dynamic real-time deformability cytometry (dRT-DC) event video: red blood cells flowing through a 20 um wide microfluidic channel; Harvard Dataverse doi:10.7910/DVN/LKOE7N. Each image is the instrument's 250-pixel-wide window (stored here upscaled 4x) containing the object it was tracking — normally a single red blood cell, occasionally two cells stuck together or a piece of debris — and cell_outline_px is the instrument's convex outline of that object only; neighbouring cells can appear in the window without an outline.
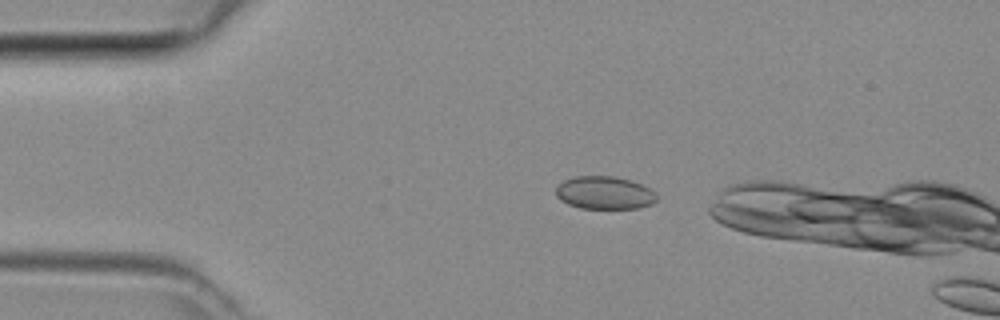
{"species": "common noctule bat (a hibernating species)", "species_latin": "Nyctalus noctula", "temperature_condition": "room temperature", "stored_images_in_passage": 6, "camera_frame_rate_fps": 3000, "um_per_image_px": 0.085, "animal": {"sex": "female", "body_mass_g": 29.2, "forearm_length_mm": 56.3}, "frame": {"image": 1, "passage_image": 3, "time_ms": 0.667, "image_size_px": [1000, 320], "cell_outline_px": [[656, 200], [652, 204], [636, 208], [580, 208], [568, 204], [560, 200], [556, 196], [556, 188], [564, 180], [576, 176], [616, 176], [632, 180], [656, 192]], "centroid_in_image_um": [51.38, 16.38], "position_along_channel_um": 33.6, "area_um2": 19.31}}